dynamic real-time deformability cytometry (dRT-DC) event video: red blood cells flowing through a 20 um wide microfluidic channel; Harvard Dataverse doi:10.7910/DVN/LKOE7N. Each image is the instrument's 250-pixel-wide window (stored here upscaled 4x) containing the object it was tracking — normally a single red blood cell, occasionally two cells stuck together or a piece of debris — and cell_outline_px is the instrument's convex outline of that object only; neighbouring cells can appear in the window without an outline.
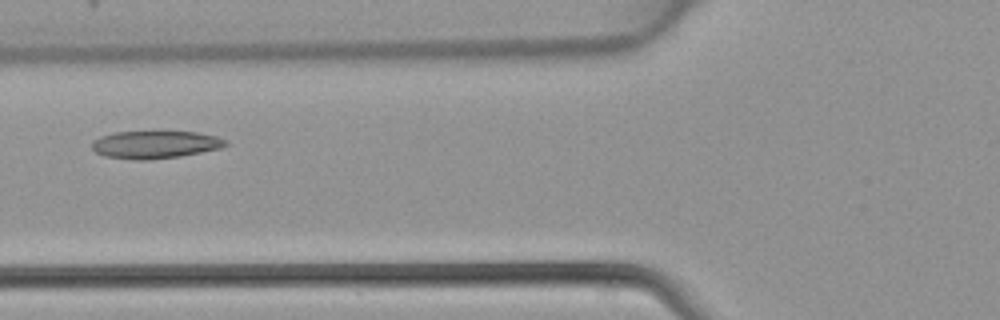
{"species": "common noctule bat (a hibernating species)", "species_latin": "Nyctalus noctula", "temperature_condition": "warm", "stored_images_in_passage": 4, "camera_frame_rate_fps": 3000, "um_per_image_px": 0.085, "animal": {"sex": "female", "body_mass_g": 22.7, "forearm_length_mm": 54.2}, "frame": {"image": 1, "passage_image": 4, "time_ms": 1.0, "image_size_px": [1000, 320], "cell_outline_px": [[228, 144], [220, 148], [180, 156], [148, 160], [136, 160], [104, 156], [96, 152], [92, 148], [92, 140], [100, 136], [112, 132], [196, 132], [216, 136], [228, 140]], "centroid_in_image_um": [13.16, 12.29], "position_along_channel_um": 112.6, "area_um2": 21.5}}